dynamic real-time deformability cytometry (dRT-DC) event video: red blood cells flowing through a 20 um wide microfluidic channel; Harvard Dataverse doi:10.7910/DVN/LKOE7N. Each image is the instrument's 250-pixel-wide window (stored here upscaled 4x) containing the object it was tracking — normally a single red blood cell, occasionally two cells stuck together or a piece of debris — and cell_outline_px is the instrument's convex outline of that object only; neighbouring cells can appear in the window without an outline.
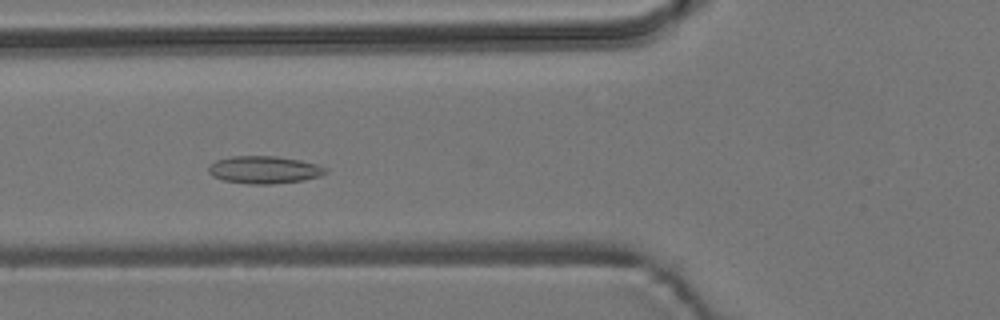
{"species": "common noctule bat (a hibernating species)", "species_latin": "Nyctalus noctula", "temperature_condition": "room temperature", "stored_images_in_passage": 56, "camera_frame_rate_fps": 3000, "um_per_image_px": 0.085, "animal": {"sex": "male", "body_mass_g": 19.2, "forearm_length_mm": 51.8}, "frame": {"image": 1, "passage_image": 20, "time_ms": 6.333, "image_size_px": [1000, 320], "cell_outline_px": [[328, 172], [320, 176], [304, 180], [272, 184], [252, 184], [224, 180], [212, 176], [208, 172], [208, 168], [216, 160], [232, 156], [276, 156], [300, 160], [316, 164], [328, 168]], "centroid_in_image_um": [22.48, 14.43], "position_along_channel_um": 103.3, "area_um2": 18.73}}
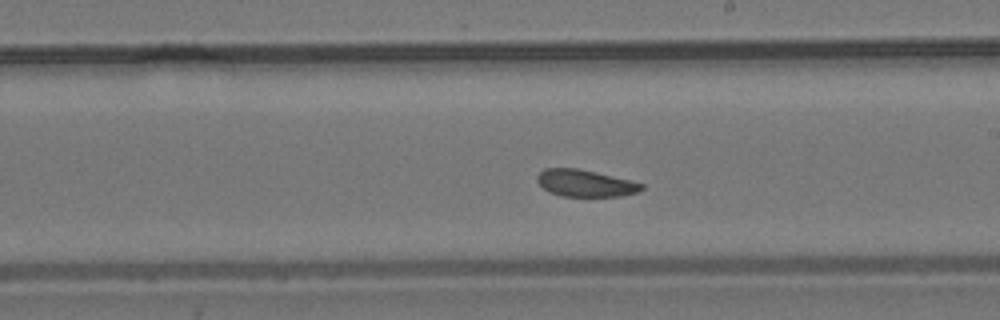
{"frame": {"image": 2, "passage_image": 31, "time_ms": 10.0, "image_size_px": [1000, 320], "cell_outline_px": [[644, 188], [640, 192], [620, 196], [560, 196], [548, 192], [536, 180], [536, 176], [544, 168], [576, 168], [596, 172], [632, 180], [644, 184]], "centroid_in_image_um": [49.76, 15.57], "position_along_channel_um": 239.2, "area_um2": 16.53}}
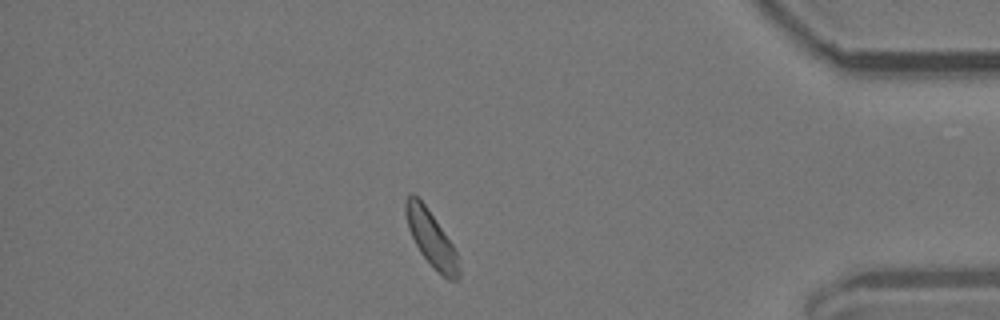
{"frame": {"image": 3, "passage_image": 47, "time_ms": 15.333, "image_size_px": [1000, 320], "cell_outline_px": [[460, 280], [448, 280], [420, 252], [408, 228], [404, 212], [404, 200], [408, 192], [412, 192], [424, 204], [452, 244], [456, 252], [460, 272]], "centroid_in_image_um": [36.62, 20.23], "position_along_channel_um": 398.6, "area_um2": 16.82}, "authors_computed_cell_mechanics": {"area_um2": 17.7446, "velocity_mm_per_s": 3.7042, "shape_relaxation_time_tau1_ms": null, "shape_relaxation_time_tau2_ms": 3.6856, "deformation_change_tau1": null, "deformation_change_tau2": 0.0935}}